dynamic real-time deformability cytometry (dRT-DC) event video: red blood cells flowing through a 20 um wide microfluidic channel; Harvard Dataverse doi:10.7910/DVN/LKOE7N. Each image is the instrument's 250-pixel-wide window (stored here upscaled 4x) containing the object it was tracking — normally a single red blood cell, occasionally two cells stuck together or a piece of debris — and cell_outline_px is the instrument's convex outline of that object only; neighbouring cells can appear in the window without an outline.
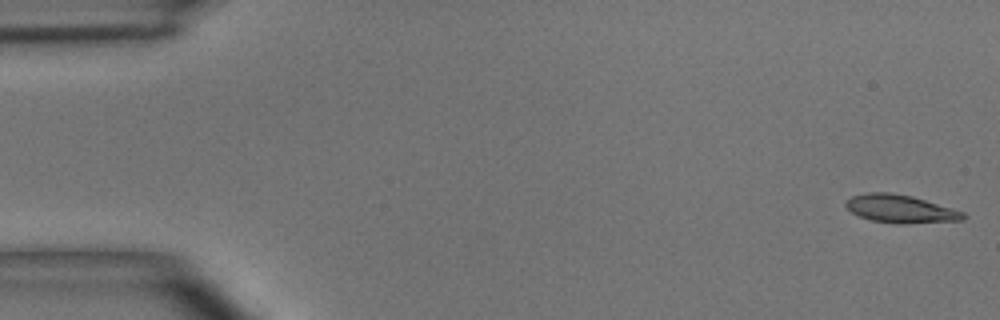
{"species": "common noctule bat (a hibernating species)", "species_latin": "Nyctalus noctula", "temperature_condition": "room temperature", "stored_images_in_passage": 8, "camera_frame_rate_fps": 3000, "um_per_image_px": 0.085, "animal": {"sex": "male", "body_mass_g": 15.6}, "frame": {"image": 1, "passage_image": 1, "time_ms": 0.0, "image_size_px": [1000, 320], "cell_outline_px": [[968, 216], [964, 220], [900, 224], [872, 220], [860, 216], [852, 212], [844, 204], [852, 196], [868, 192], [892, 192], [912, 196], [964, 212]], "centroid_in_image_um": [76.56, 17.75], "position_along_channel_um": 8.4, "area_um2": 19.02}}
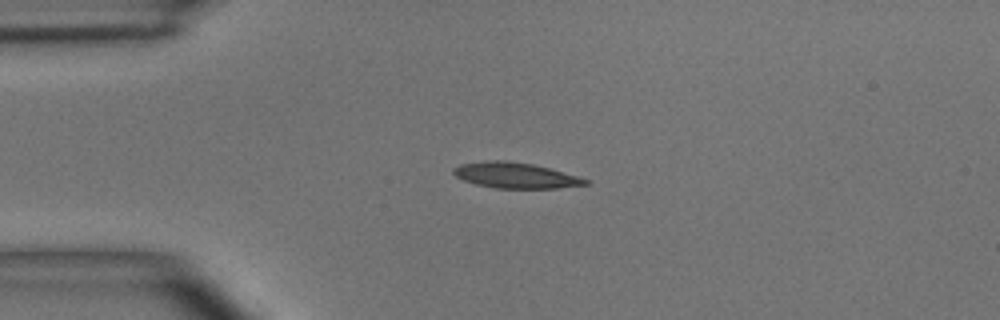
{"frame": {"image": 2, "passage_image": 4, "time_ms": 3.667, "image_size_px": [1000, 320], "cell_outline_px": [[588, 184], [556, 188], [496, 188], [476, 184], [464, 180], [456, 176], [452, 172], [452, 168], [460, 164], [488, 160], [508, 160], [532, 164], [548, 168], [576, 176], [588, 180]], "centroid_in_image_um": [43.75, 14.9], "position_along_channel_um": 41.3, "area_um2": 19.48}}
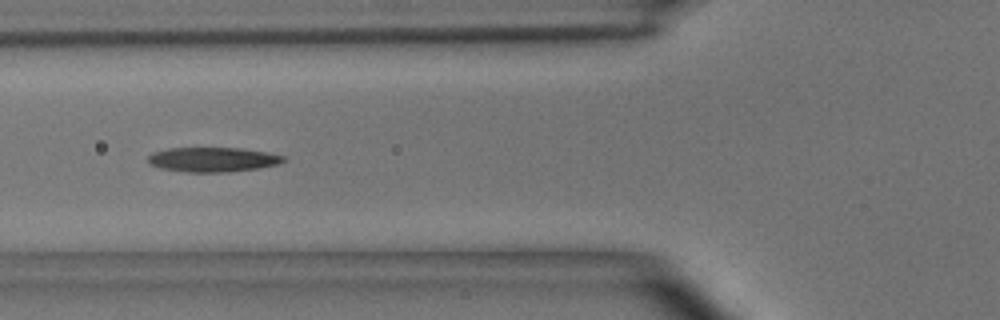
{"frame": {"image": 3, "passage_image": 6, "time_ms": 6.0, "image_size_px": [1000, 320], "cell_outline_px": [[288, 160], [280, 164], [256, 168], [228, 172], [188, 172], [160, 168], [148, 164], [148, 156], [152, 152], [168, 148], [240, 148], [268, 152], [288, 156]], "centroid_in_image_um": [18.13, 13.55], "position_along_channel_um": 107.7, "area_um2": 19.65}}